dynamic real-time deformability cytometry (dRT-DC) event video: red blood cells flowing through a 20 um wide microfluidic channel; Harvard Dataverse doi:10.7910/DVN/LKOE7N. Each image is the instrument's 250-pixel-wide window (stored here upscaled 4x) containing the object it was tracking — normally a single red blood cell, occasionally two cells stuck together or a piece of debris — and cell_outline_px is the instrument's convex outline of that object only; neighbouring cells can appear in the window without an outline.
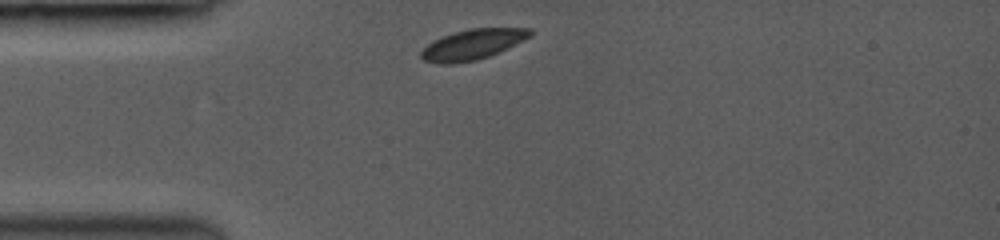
{"species": "common noctule bat (a hibernating species)", "species_latin": "Nyctalus noctula", "temperature_condition": "room temperature", "stored_images_in_passage": 3, "camera_frame_rate_fps": 3000, "um_per_image_px": 0.085, "animal": {"sex": "female", "body_mass_g": 19.0, "forearm_length_mm": 53.3}, "frame": {"image": 1, "passage_image": 1, "time_ms": 0.0, "image_size_px": [1000, 240], "cell_outline_px": [[532, 36], [500, 52], [476, 60], [452, 64], [440, 64], [424, 60], [420, 56], [420, 52], [432, 40], [440, 36], [452, 32], [468, 28], [532, 28]], "centroid_in_image_um": [40.16, 3.77], "position_along_channel_um": 44.8, "area_um2": 19.48}}
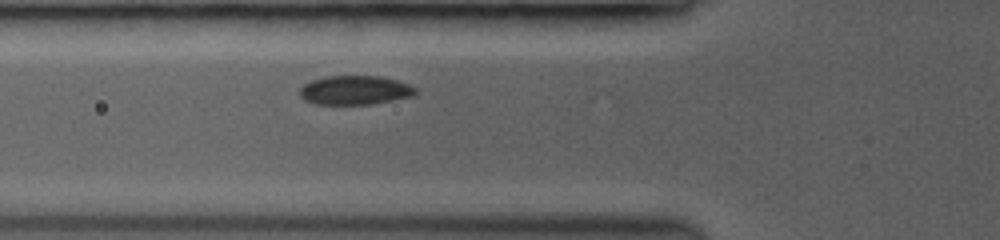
{"frame": {"image": 2, "passage_image": 3, "time_ms": 1.667, "image_size_px": [1000, 240], "cell_outline_px": [[416, 92], [412, 96], [372, 104], [316, 104], [304, 100], [300, 96], [300, 88], [304, 84], [312, 80], [328, 76], [380, 76], [396, 80], [408, 84], [416, 88]], "centroid_in_image_um": [30.15, 7.66], "position_along_channel_um": 95.6, "area_um2": 19.48}}